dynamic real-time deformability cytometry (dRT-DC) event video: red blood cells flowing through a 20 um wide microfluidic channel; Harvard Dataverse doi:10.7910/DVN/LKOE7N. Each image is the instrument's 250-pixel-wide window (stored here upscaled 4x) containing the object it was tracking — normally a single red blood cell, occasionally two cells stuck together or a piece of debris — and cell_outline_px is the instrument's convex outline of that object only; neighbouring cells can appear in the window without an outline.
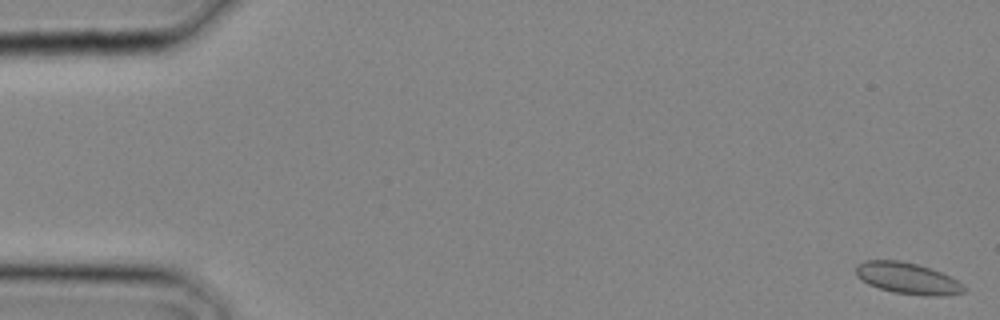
{"species": "common noctule bat (a hibernating species)", "species_latin": "Nyctalus noctula", "temperature_condition": "cold", "stored_images_in_passage": 11, "camera_frame_rate_fps": 3000, "um_per_image_px": 0.085, "animal": {"sex": "male", "body_mass_g": 20.4}, "frame": {"image": 1, "passage_image": 1, "time_ms": 0.0, "image_size_px": [1000, 320], "cell_outline_px": [[968, 288], [964, 292], [940, 296], [928, 296], [892, 292], [868, 284], [856, 276], [856, 268], [864, 260], [900, 260], [916, 264], [940, 272], [956, 280]], "centroid_in_image_um": [77.14, 23.66], "position_along_channel_um": 7.9, "area_um2": 19.54}}
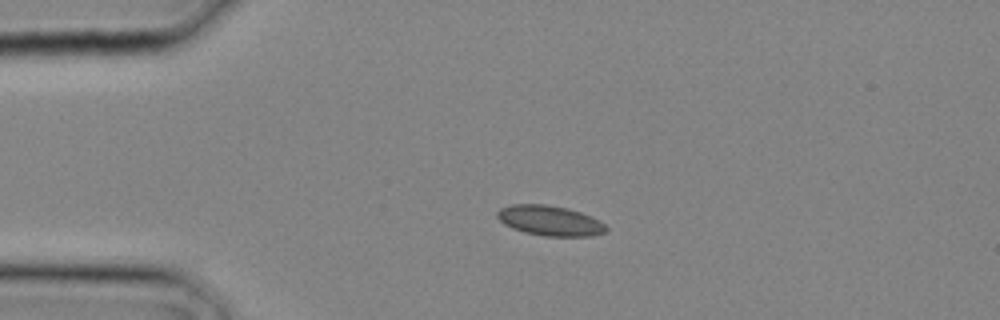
{"frame": {"image": 2, "passage_image": 7, "time_ms": 2.0, "image_size_px": [1000, 320], "cell_outline_px": [[608, 232], [592, 236], [544, 236], [524, 232], [512, 228], [504, 224], [496, 216], [496, 212], [500, 208], [512, 204], [544, 204], [568, 208], [592, 216], [604, 224], [608, 228]], "centroid_in_image_um": [46.75, 18.75], "position_along_channel_um": 38.3, "area_um2": 19.25}}
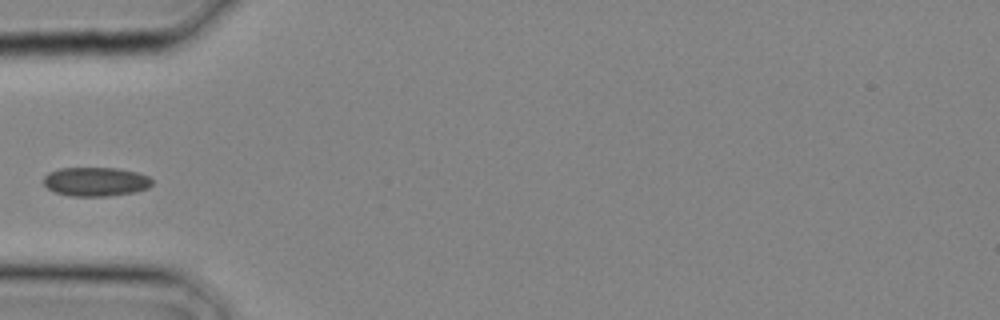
{"frame": {"image": 3, "passage_image": 10, "time_ms": 3.0, "image_size_px": [1000, 320], "cell_outline_px": [[152, 184], [148, 188], [136, 192], [108, 196], [72, 196], [56, 192], [48, 188], [44, 184], [44, 176], [48, 172], [60, 168], [116, 168], [136, 172], [148, 176], [152, 180]], "centroid_in_image_um": [8.14, 15.44], "position_along_channel_um": 76.9, "area_um2": 18.32}}